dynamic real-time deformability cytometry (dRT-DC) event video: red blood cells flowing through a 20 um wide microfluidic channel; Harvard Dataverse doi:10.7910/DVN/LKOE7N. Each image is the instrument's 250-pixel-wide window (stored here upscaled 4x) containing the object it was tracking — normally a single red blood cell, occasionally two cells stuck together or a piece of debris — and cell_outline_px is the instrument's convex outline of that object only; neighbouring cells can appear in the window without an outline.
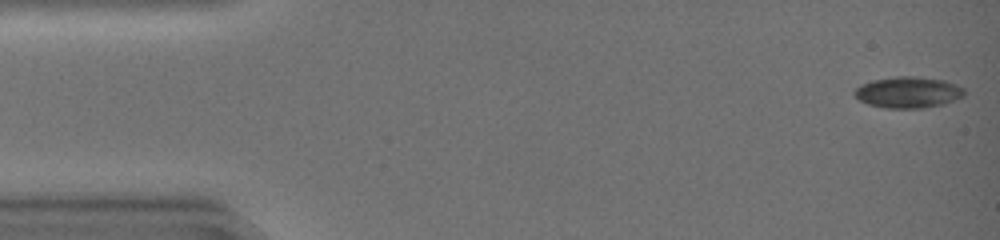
{"species": "common noctule bat (a hibernating species)", "species_latin": "Nyctalus noctula", "temperature_condition": "warm", "stored_images_in_passage": 10, "camera_frame_rate_fps": 3000, "um_per_image_px": 0.085, "animal": {"sex": "female", "body_mass_g": 19.0, "forearm_length_mm": 51.5}, "frame": {"image": 1, "passage_image": 1, "time_ms": 0.0, "image_size_px": [1000, 240], "cell_outline_px": [[964, 96], [944, 104], [920, 108], [884, 108], [868, 104], [860, 100], [852, 92], [860, 84], [872, 80], [896, 76], [912, 76], [944, 80], [964, 88]], "centroid_in_image_um": [77.16, 7.84], "position_along_channel_um": 7.8, "area_um2": 19.94}}